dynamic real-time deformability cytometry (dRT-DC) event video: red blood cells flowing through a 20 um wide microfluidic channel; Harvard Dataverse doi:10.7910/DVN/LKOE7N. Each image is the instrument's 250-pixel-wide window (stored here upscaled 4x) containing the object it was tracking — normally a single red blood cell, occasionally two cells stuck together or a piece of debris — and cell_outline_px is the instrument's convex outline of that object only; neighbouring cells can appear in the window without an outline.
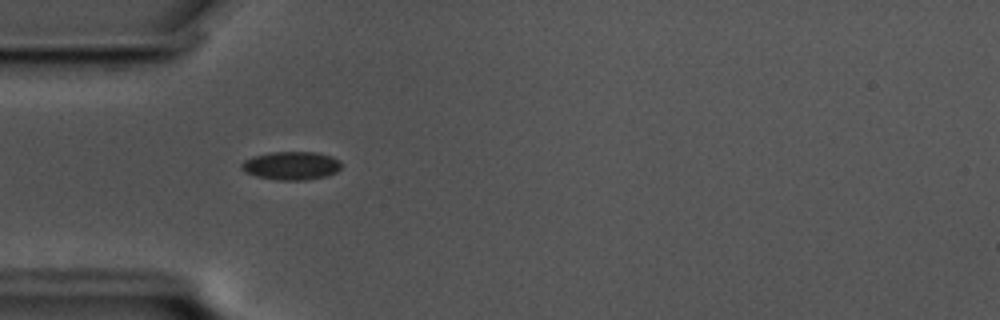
{"species": "common noctule bat (a hibernating species)", "species_latin": "Nyctalus noctula", "temperature_condition": "cold", "stored_images_in_passage": 49, "camera_frame_rate_fps": 3000, "um_per_image_px": 0.085, "animal": {"sex": "male", "body_mass_g": 17.5, "forearm_length_mm": 52.3}, "frame": {"image": 1, "passage_image": 8, "time_ms": 2.333, "image_size_px": [1000, 320], "cell_outline_px": [[340, 168], [336, 172], [328, 176], [304, 180], [280, 180], [256, 176], [244, 172], [240, 168], [240, 164], [244, 160], [252, 156], [272, 152], [316, 152], [332, 156], [340, 160]], "centroid_in_image_um": [24.74, 14.08], "position_along_channel_um": 60.3, "area_um2": 16.59}}
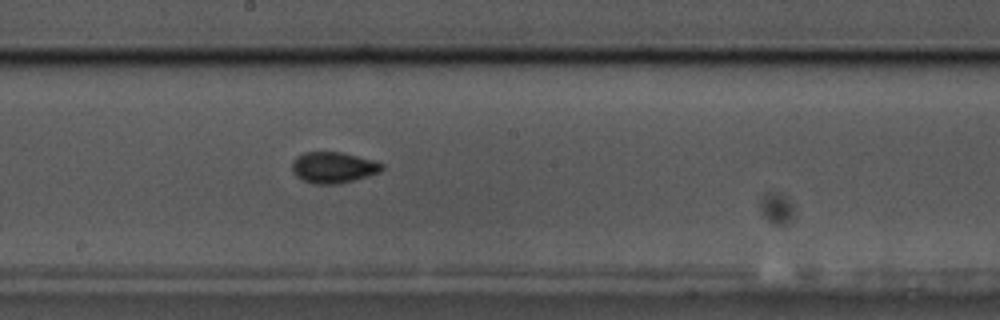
{"frame": {"image": 2, "passage_image": 22, "time_ms": 7.0, "image_size_px": [1000, 320], "cell_outline_px": [[384, 168], [380, 172], [368, 176], [340, 184], [312, 184], [296, 176], [292, 172], [292, 160], [296, 156], [304, 152], [340, 152], [372, 160], [384, 164]], "centroid_in_image_um": [28.31, 14.24], "position_along_channel_um": 219.9, "area_um2": 16.36}, "authors_computed_cell_mechanics": {"area_um2": 15.9528, "velocity_mm_per_s": 3.4675, "shape_relaxation_time_tau1_ms": 3.9371, "shape_relaxation_time_tau2_ms": 2.6676, "deformation_change_tau1": 0.0839, "deformation_change_tau2": 0.0506}}